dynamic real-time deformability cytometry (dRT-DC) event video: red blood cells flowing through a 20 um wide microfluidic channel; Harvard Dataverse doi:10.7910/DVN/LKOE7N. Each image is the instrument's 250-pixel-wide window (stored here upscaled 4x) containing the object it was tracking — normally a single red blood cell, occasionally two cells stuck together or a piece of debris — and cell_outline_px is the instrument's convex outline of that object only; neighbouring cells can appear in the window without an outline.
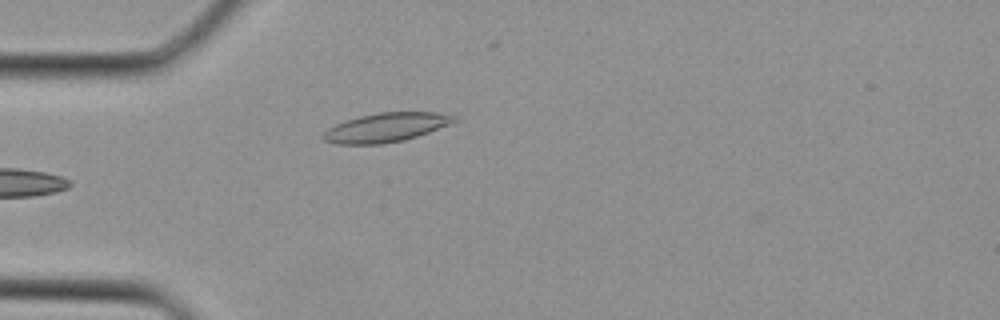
{"species": "Egyptian fruit bat (a non-hibernating species)", "species_latin": "Rousettus aegyptiacus", "temperature_condition": "cold", "stored_images_in_passage": 1, "camera_frame_rate_fps": 3000, "um_per_image_px": 0.085, "animal": {"sex": "female"}, "frame": {"image": 1, "passage_image": 1, "time_ms": 0.0, "image_size_px": [1000, 320], "cell_outline_px": [[456, 120], [448, 124], [428, 132], [404, 140], [384, 144], [336, 144], [324, 140], [320, 136], [328, 128], [344, 120], [360, 116], [380, 112], [436, 112], [452, 116]], "centroid_in_image_um": [32.72, 10.84], "position_along_channel_um": 52.3, "area_um2": 21.91}}